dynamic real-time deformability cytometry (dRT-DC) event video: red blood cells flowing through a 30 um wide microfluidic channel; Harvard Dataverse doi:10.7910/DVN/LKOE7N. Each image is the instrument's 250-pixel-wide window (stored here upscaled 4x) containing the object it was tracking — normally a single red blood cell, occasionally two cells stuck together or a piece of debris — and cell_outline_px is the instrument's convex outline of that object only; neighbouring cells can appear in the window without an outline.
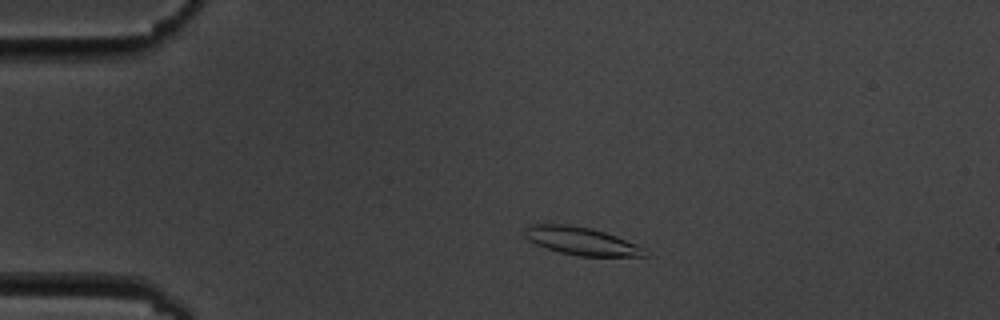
{"species": "common noctule bat (a hibernating species)", "species_latin": "Nyctalus noctula", "temperature_condition": "cold", "stored_images_in_passage": 4, "camera_frame_rate_fps": 3000, "um_per_image_px": 0.085, "animal": {"sex": "male", "body_mass_g": 19.5, "forearm_length_mm": 54.6}, "frame": {"image": 1, "passage_image": 3, "time_ms": 2.333, "image_size_px": [1000, 320], "cell_outline_px": [[648, 256], [580, 256], [560, 252], [536, 244], [528, 240], [524, 236], [524, 228], [532, 224], [568, 224], [592, 228], [616, 236], [636, 244], [644, 248]], "centroid_in_image_um": [49.39, 20.48], "position_along_channel_um": 35.6, "area_um2": 19.42}}